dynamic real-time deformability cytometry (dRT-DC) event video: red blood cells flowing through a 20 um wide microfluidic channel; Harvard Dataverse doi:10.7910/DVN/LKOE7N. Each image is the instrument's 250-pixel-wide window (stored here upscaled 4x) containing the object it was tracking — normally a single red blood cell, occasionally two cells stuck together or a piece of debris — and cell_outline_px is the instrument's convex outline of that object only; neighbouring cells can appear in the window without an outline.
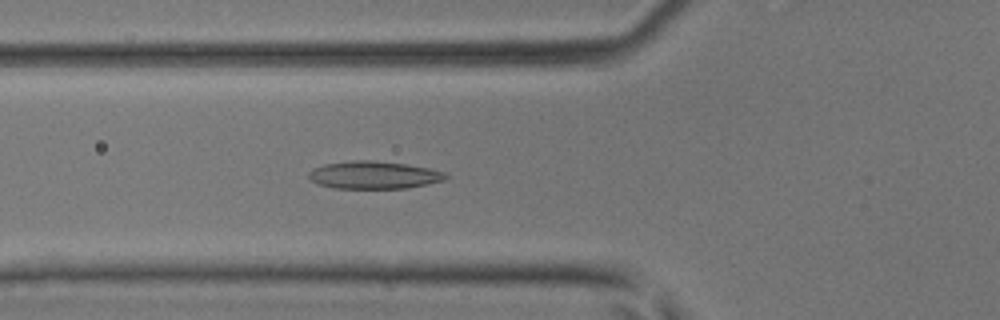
{"species": "common noctule bat (a hibernating species)", "species_latin": "Nyctalus noctula", "temperature_condition": "room temperature", "stored_images_in_passage": 44, "camera_frame_rate_fps": 3000, "um_per_image_px": 0.085, "animal": {"sex": "male", "body_mass_g": 17.9, "forearm_length_mm": 54.2}, "frame": {"image": 1, "passage_image": 13, "time_ms": 4.0, "image_size_px": [1000, 320], "cell_outline_px": [[444, 176], [440, 180], [424, 184], [404, 188], [340, 188], [320, 184], [312, 180], [312, 172], [316, 168], [328, 164], [400, 164], [424, 168], [440, 172]], "centroid_in_image_um": [31.78, 14.95], "position_along_channel_um": 94.0, "area_um2": 19.31}}
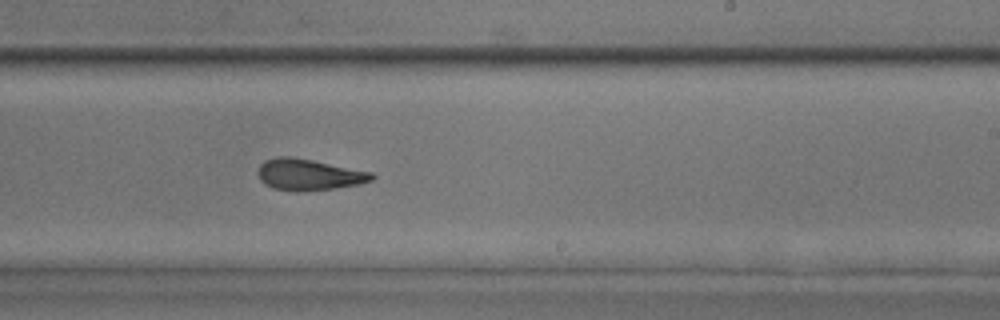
{"frame": {"image": 2, "passage_image": 25, "time_ms": 8.0, "image_size_px": [1000, 320], "cell_outline_px": [[372, 180], [356, 184], [332, 188], [276, 188], [268, 184], [260, 176], [260, 164], [268, 160], [308, 160], [368, 172], [372, 176]], "centroid_in_image_um": [26.32, 14.85], "position_along_channel_um": 262.7, "area_um2": 17.92}}
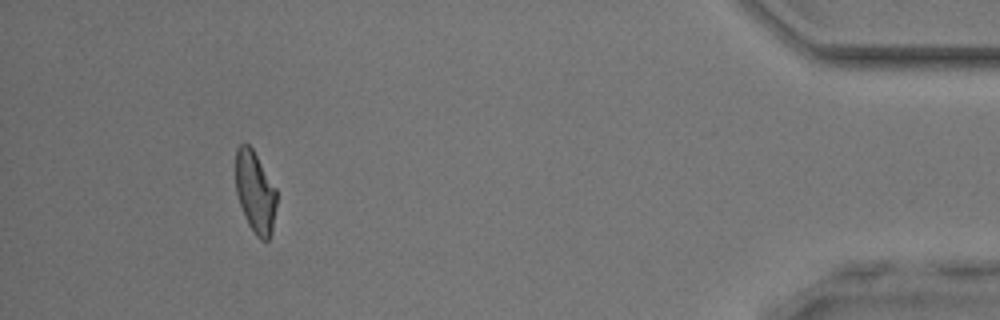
{"frame": {"image": 3, "passage_image": 40, "time_ms": 13.0, "image_size_px": [1000, 320], "cell_outline_px": [[276, 204], [272, 228], [268, 240], [260, 240], [256, 236], [240, 204], [236, 188], [236, 152], [240, 144], [248, 144], [252, 148], [276, 188]], "centroid_in_image_um": [21.7, 16.3], "position_along_channel_um": 413.5, "area_um2": 18.9}, "authors_computed_cell_mechanics": {"area_um2": 19.074, "velocity_mm_per_s": 4.2323, "shape_relaxation_time_tau1_ms": null, "shape_relaxation_time_tau2_ms": 2.1329, "deformation_change_tau1": null, "deformation_change_tau2": 0.1113}}